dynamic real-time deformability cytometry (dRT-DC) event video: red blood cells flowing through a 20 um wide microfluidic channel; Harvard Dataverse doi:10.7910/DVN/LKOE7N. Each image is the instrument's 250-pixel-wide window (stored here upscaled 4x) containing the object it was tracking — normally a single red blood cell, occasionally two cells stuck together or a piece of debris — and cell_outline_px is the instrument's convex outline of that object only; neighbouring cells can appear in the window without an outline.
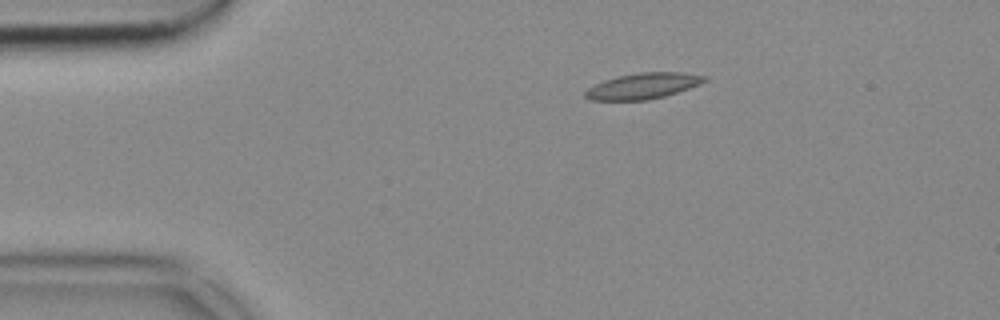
{"species": "common noctule bat (a hibernating species)", "species_latin": "Nyctalus noctula", "temperature_condition": "cold", "stored_images_in_passage": 45, "camera_frame_rate_fps": 3000, "um_per_image_px": 0.085, "animal": {"sex": "female", "body_mass_g": 18.4}, "frame": {"image": 1, "passage_image": 1, "time_ms": 0.0, "image_size_px": [1000, 320], "cell_outline_px": [[708, 80], [700, 84], [664, 96], [648, 100], [588, 100], [584, 96], [584, 92], [588, 88], [604, 80], [616, 76], [640, 72], [684, 72], [708, 76]], "centroid_in_image_um": [54.66, 7.3], "position_along_channel_um": 30.3, "area_um2": 18.03}}
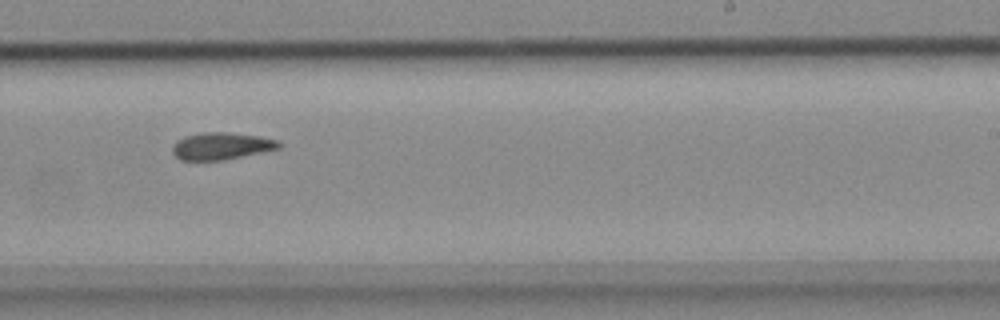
{"frame": {"image": 2, "passage_image": 24, "time_ms": 7.667, "image_size_px": [1000, 320], "cell_outline_px": [[280, 148], [224, 160], [180, 160], [172, 152], [172, 144], [176, 140], [184, 136], [204, 132], [228, 132], [260, 136], [276, 140], [280, 144]], "centroid_in_image_um": [18.76, 12.41], "position_along_channel_um": 270.2, "area_um2": 16.82}}
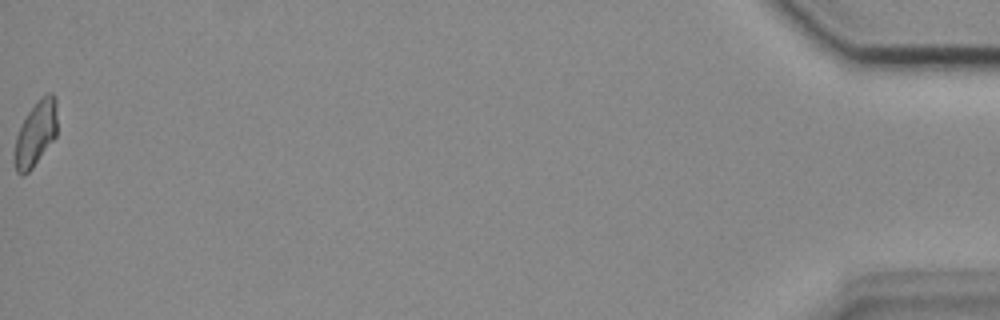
{"frame": {"image": 3, "passage_image": 45, "time_ms": 14.667, "image_size_px": [1000, 320], "cell_outline_px": [[56, 136], [32, 168], [24, 176], [20, 176], [16, 172], [12, 156], [16, 136], [28, 112], [48, 92], [52, 92], [56, 100]], "centroid_in_image_um": [3.0, 11.43], "position_along_channel_um": 432.2, "area_um2": 16.01}}